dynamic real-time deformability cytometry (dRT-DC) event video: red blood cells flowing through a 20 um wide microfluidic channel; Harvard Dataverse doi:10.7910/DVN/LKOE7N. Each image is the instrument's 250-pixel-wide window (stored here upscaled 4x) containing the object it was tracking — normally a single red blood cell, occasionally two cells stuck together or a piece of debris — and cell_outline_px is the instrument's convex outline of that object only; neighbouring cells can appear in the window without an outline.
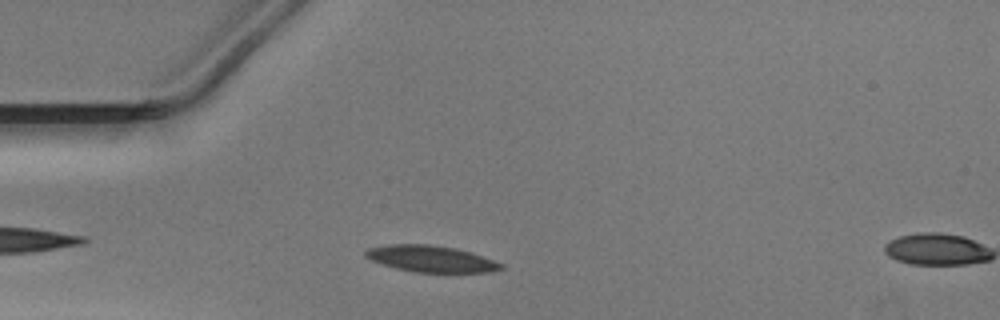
{"species": "Egyptian fruit bat (a non-hibernating species)", "species_latin": "Rousettus aegyptiacus", "temperature_condition": "warm", "stored_images_in_passage": 8, "camera_frame_rate_fps": 3000, "um_per_image_px": 0.085, "animal": {"sex": "male"}, "frame": {"image": 1, "passage_image": 6, "time_ms": 1.667, "image_size_px": [1000, 320], "cell_outline_px": [[504, 268], [492, 272], [412, 272], [396, 268], [372, 260], [364, 256], [364, 252], [368, 248], [388, 244], [428, 244], [456, 248], [472, 252], [504, 264]], "centroid_in_image_um": [36.65, 21.99], "position_along_channel_um": 48.3, "area_um2": 20.92}}